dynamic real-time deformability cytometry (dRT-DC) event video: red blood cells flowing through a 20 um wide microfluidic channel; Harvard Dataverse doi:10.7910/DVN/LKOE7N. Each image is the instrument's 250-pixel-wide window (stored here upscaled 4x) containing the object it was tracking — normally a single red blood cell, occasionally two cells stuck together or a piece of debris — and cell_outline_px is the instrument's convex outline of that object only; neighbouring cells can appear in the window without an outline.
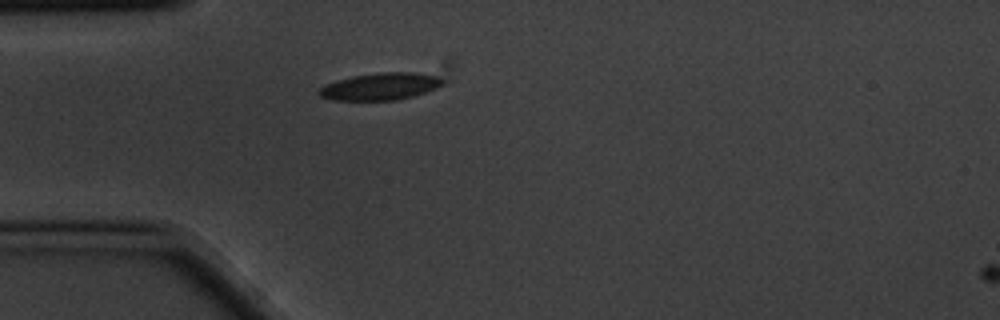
{"species": "common noctule bat (a hibernating species)", "species_latin": "Nyctalus noctula", "temperature_condition": "cold", "stored_images_in_passage": 2, "camera_frame_rate_fps": 3000, "um_per_image_px": 0.085, "animal": {"sex": "male", "body_mass_g": 20.1, "forearm_length_mm": 53.5}, "frame": {"image": 1, "passage_image": 1, "time_ms": 0.0, "image_size_px": [1000, 320], "cell_outline_px": [[444, 84], [436, 88], [412, 96], [396, 100], [332, 100], [320, 96], [316, 92], [324, 84], [336, 80], [352, 76], [380, 72], [412, 72], [436, 76], [444, 80]], "centroid_in_image_um": [32.29, 7.34], "position_along_channel_um": 52.7, "area_um2": 19.54}}